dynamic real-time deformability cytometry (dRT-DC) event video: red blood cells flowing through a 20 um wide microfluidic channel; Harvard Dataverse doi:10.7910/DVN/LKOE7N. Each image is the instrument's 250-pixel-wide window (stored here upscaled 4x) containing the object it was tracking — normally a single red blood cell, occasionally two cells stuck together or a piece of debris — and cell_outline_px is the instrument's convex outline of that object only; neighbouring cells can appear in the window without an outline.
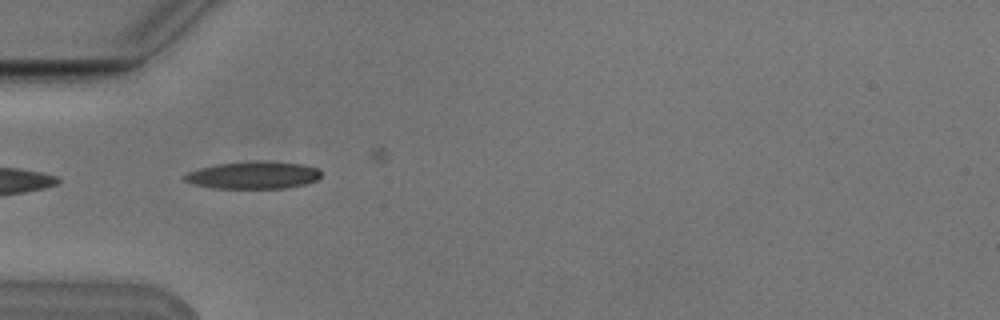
{"species": "Egyptian fruit bat (a non-hibernating species)", "species_latin": "Rousettus aegyptiacus", "temperature_condition": "cold", "stored_images_in_passage": 6, "camera_frame_rate_fps": 3000, "um_per_image_px": 0.085, "animal": {"sex": "male"}, "frame": {"image": 1, "passage_image": 5, "time_ms": 1.333, "image_size_px": [1000, 320], "cell_outline_px": [[320, 176], [316, 180], [304, 184], [284, 188], [212, 188], [192, 184], [184, 180], [180, 176], [188, 172], [200, 168], [216, 164], [256, 160], [268, 160], [304, 164], [316, 168], [320, 172]], "centroid_in_image_um": [21.49, 14.87], "position_along_channel_um": 63.5, "area_um2": 22.02}}